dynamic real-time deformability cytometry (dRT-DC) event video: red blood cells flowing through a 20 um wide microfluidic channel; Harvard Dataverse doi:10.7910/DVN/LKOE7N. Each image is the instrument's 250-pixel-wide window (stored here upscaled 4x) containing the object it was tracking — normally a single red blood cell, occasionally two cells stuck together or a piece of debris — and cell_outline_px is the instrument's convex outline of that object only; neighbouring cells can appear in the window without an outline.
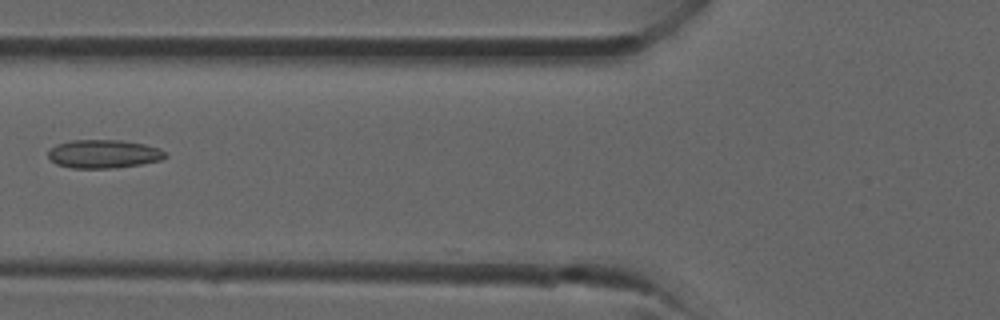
{"species": "common noctule bat (a hibernating species)", "species_latin": "Nyctalus noctula", "temperature_condition": "room temperature", "stored_images_in_passage": 24, "camera_frame_rate_fps": 3000, "um_per_image_px": 0.085, "animal": {"sex": "male", "forearm_length_mm": 52.5}, "frame": {"image": 1, "passage_image": 4, "time_ms": 1.0, "image_size_px": [1000, 320], "cell_outline_px": [[168, 156], [160, 160], [140, 164], [116, 168], [72, 168], [56, 164], [48, 156], [48, 148], [56, 144], [72, 140], [120, 140], [144, 144], [160, 148]], "centroid_in_image_um": [8.78, 13.08], "position_along_channel_um": 117.0, "area_um2": 19.48}}
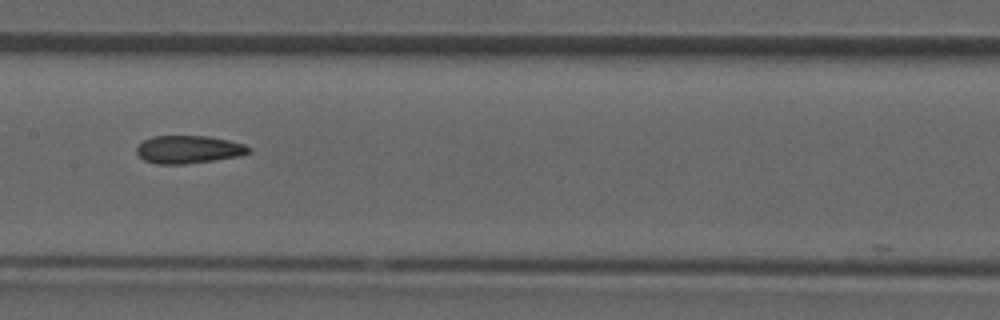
{"frame": {"image": 2, "passage_image": 8, "time_ms": 2.333, "image_size_px": [1000, 320], "cell_outline_px": [[252, 152], [240, 156], [184, 164], [156, 164], [144, 160], [136, 152], [136, 144], [152, 136], [208, 136], [228, 140], [244, 144], [252, 148]], "centroid_in_image_um": [16.02, 12.7], "position_along_channel_um": 191.4, "area_um2": 18.32}}